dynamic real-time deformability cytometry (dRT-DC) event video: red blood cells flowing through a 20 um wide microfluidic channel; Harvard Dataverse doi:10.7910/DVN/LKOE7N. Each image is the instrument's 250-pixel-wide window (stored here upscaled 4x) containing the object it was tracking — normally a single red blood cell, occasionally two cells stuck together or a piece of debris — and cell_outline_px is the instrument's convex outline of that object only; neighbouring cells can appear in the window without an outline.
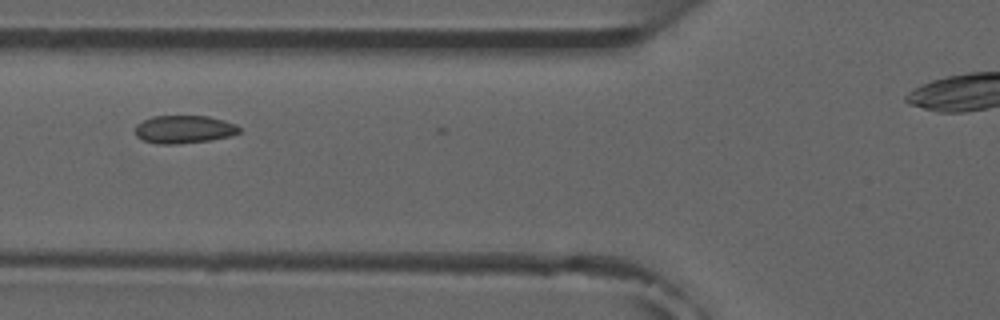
{"species": "common noctule bat (a hibernating species)", "species_latin": "Nyctalus noctula", "temperature_condition": "room temperature", "stored_images_in_passage": 6, "camera_frame_rate_fps": 3000, "um_per_image_px": 0.085, "animal": {"sex": "male", "forearm_length_mm": 52.5}, "frame": {"image": 1, "passage_image": 4, "time_ms": 3.333, "image_size_px": [1000, 320], "cell_outline_px": [[240, 132], [232, 136], [208, 140], [180, 144], [156, 144], [144, 140], [136, 136], [136, 124], [152, 116], [208, 116], [224, 120], [236, 124], [240, 128]], "centroid_in_image_um": [15.65, 10.99], "position_along_channel_um": 110.1, "area_um2": 16.99}}
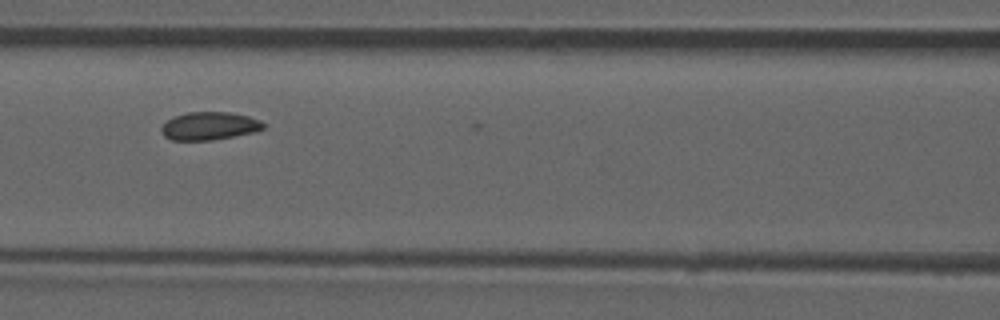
{"frame": {"image": 2, "passage_image": 5, "time_ms": 4.333, "image_size_px": [1000, 320], "cell_outline_px": [[264, 128], [252, 132], [212, 140], [172, 140], [164, 136], [160, 132], [160, 128], [168, 120], [176, 116], [188, 112], [228, 112], [248, 116], [260, 120], [264, 124]], "centroid_in_image_um": [17.77, 10.71], "position_along_channel_um": 148.8, "area_um2": 16.42}}